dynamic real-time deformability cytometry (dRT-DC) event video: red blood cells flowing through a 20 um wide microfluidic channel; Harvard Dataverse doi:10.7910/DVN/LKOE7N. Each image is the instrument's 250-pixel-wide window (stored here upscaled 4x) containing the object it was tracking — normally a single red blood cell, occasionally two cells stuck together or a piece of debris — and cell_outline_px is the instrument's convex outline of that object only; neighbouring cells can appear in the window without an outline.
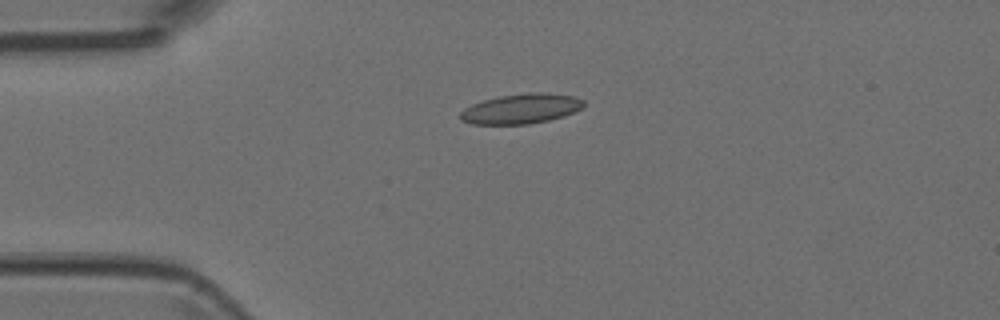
{"species": "Egyptian fruit bat (a non-hibernating species)", "species_latin": "Rousettus aegyptiacus", "temperature_condition": "room temperature", "stored_images_in_passage": 4, "camera_frame_rate_fps": 3000, "um_per_image_px": 0.085, "animal": {"sex": "female"}, "frame": {"image": 1, "passage_image": 3, "time_ms": 0.667, "image_size_px": [1000, 320], "cell_outline_px": [[584, 104], [576, 112], [564, 116], [548, 120], [528, 124], [472, 124], [460, 120], [460, 112], [464, 108], [472, 104], [484, 100], [500, 96], [528, 92], [548, 92], [572, 96], [584, 100]], "centroid_in_image_um": [44.29, 9.24], "position_along_channel_um": 40.7, "area_um2": 21.56}}